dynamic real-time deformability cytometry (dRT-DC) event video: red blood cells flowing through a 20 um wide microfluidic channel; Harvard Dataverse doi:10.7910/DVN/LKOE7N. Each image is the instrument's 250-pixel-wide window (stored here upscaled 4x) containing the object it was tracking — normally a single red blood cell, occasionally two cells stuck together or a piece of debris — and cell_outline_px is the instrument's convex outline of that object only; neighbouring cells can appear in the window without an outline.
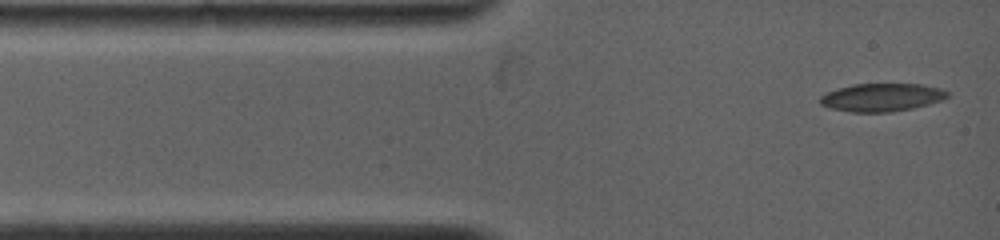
{"species": "common noctule bat (a hibernating species)", "species_latin": "Nyctalus noctula", "temperature_condition": "warm", "stored_images_in_passage": 7, "camera_frame_rate_fps": 5000, "um_per_image_px": 0.085, "animal": {"sex": "female", "body_mass_g": 19.0, "forearm_length_mm": 53.3}, "frame": {"image": 1, "passage_image": 1, "time_ms": 0.0, "image_size_px": [1000, 240], "cell_outline_px": [[948, 96], [944, 100], [912, 108], [888, 112], [852, 112], [828, 108], [820, 104], [820, 96], [836, 88], [852, 84], [920, 84], [940, 88], [948, 92]], "centroid_in_image_um": [74.92, 8.27], "position_along_channel_um": 10.1, "area_um2": 20.81}}
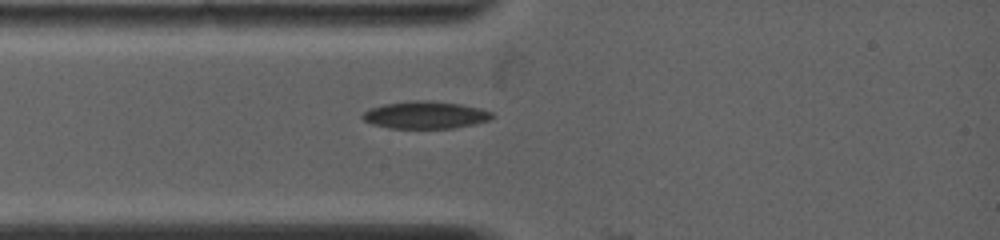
{"frame": {"image": 2, "passage_image": 6, "time_ms": 2.0, "image_size_px": [1000, 240], "cell_outline_px": [[496, 116], [488, 120], [476, 124], [452, 128], [388, 128], [372, 124], [364, 120], [360, 116], [364, 112], [372, 108], [384, 104], [408, 100], [432, 100], [460, 104], [480, 108], [492, 112]], "centroid_in_image_um": [36.17, 9.77], "position_along_channel_um": 48.8, "area_um2": 20.81}}